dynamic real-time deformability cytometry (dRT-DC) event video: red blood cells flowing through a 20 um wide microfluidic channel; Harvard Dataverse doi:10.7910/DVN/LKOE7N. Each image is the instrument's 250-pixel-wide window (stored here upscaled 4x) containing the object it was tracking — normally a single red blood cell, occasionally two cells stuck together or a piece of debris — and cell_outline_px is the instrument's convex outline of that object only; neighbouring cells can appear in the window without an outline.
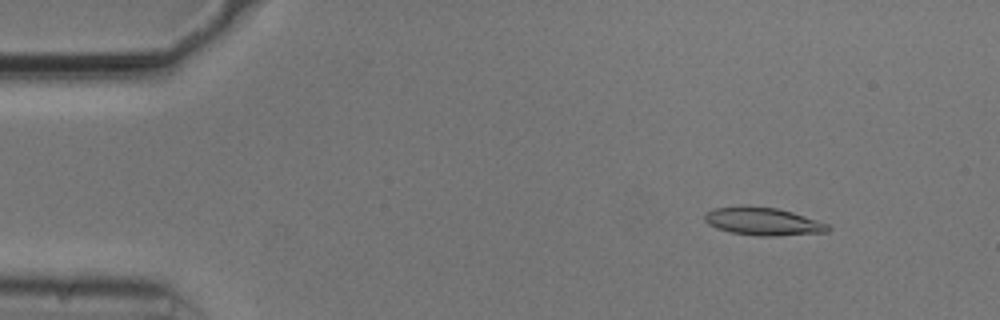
{"species": "common noctule bat (a hibernating species)", "species_latin": "Nyctalus noctula", "temperature_condition": "cold", "stored_images_in_passage": 53, "camera_frame_rate_fps": 3000, "um_per_image_px": 0.085, "animal": {"sex": "male", "body_mass_g": 20.5, "forearm_length_mm": 52.5}, "frame": {"image": 1, "passage_image": 6, "time_ms": 1.667, "image_size_px": [1000, 320], "cell_outline_px": [[832, 228], [828, 232], [776, 236], [756, 236], [732, 232], [716, 228], [708, 224], [704, 220], [704, 216], [712, 208], [780, 208], [828, 224]], "centroid_in_image_um": [64.91, 18.86], "position_along_channel_um": 20.1, "area_um2": 19.42}}
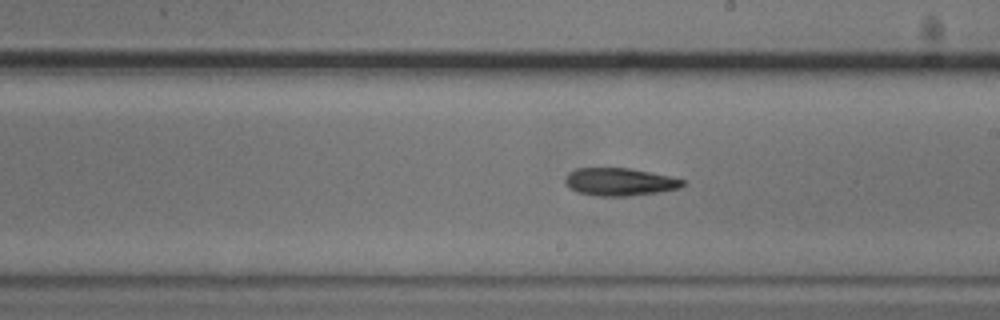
{"frame": {"image": 2, "passage_image": 30, "time_ms": 9.667, "image_size_px": [1000, 320], "cell_outline_px": [[688, 184], [680, 188], [656, 192], [628, 196], [596, 196], [576, 192], [564, 180], [564, 176], [568, 172], [576, 168], [628, 168], [688, 180]], "centroid_in_image_um": [52.69, 15.46], "position_along_channel_um": 236.3, "area_um2": 19.02}}
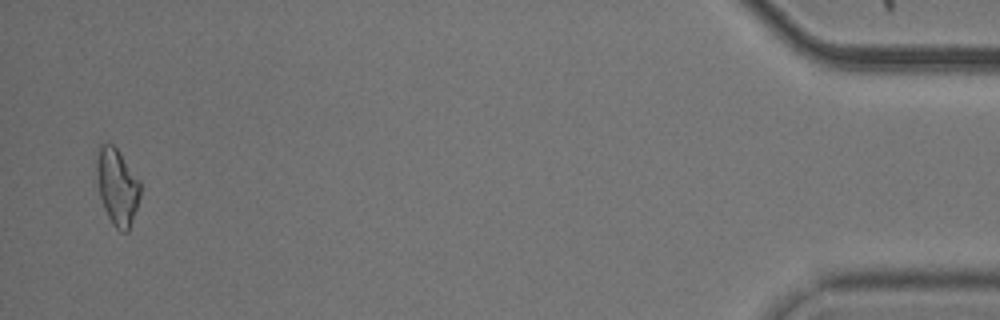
{"frame": {"image": 3, "passage_image": 52, "time_ms": 17.0, "image_size_px": [1000, 320], "cell_outline_px": [[140, 196], [128, 232], [120, 232], [112, 224], [104, 208], [100, 196], [96, 176], [96, 160], [100, 144], [112, 144], [120, 152], [140, 180]], "centroid_in_image_um": [9.96, 15.87], "position_along_channel_um": 425.2, "area_um2": 19.42}, "authors_computed_cell_mechanics": {"area_um2": 19.3052, "velocity_mm_per_s": 3.7448, "shape_relaxation_time_tau1_ms": 4.7577, "shape_relaxation_time_tau2_ms": null, "deformation_change_tau1": 0.1215, "deformation_change_tau2": null}}